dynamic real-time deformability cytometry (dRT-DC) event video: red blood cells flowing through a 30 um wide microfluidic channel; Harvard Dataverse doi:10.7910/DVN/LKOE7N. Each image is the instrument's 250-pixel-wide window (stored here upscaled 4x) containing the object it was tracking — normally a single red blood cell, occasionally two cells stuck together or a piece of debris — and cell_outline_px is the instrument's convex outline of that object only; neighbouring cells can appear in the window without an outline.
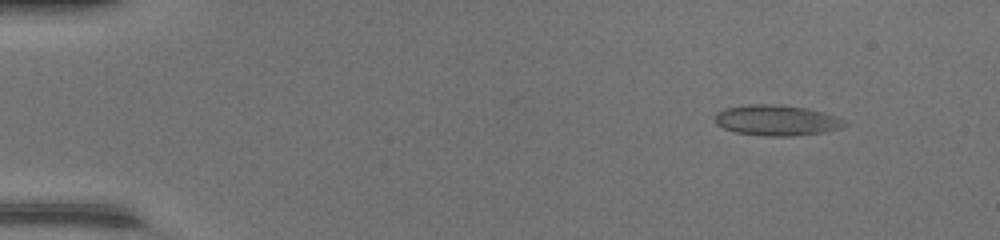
{"species": "common noctule bat (a hibernating species)", "species_latin": "Nyctalus noctula", "temperature_condition": "warm", "stored_images_in_passage": 50, "camera_frame_rate_fps": 3000, "um_per_image_px": 0.085, "animal": {"sex": "female", "body_mass_g": 17.0, "forearm_length_mm": 48.0}, "frame": {"image": 1, "passage_image": 6, "time_ms": 1.667, "image_size_px": [1000, 240], "cell_outline_px": [[848, 124], [840, 128], [824, 132], [792, 136], [764, 136], [736, 132], [724, 128], [716, 124], [712, 120], [712, 116], [716, 112], [724, 108], [748, 104], [772, 104], [804, 108], [836, 116], [844, 120]], "centroid_in_image_um": [65.94, 10.23], "position_along_channel_um": 19.1, "area_um2": 23.18}}
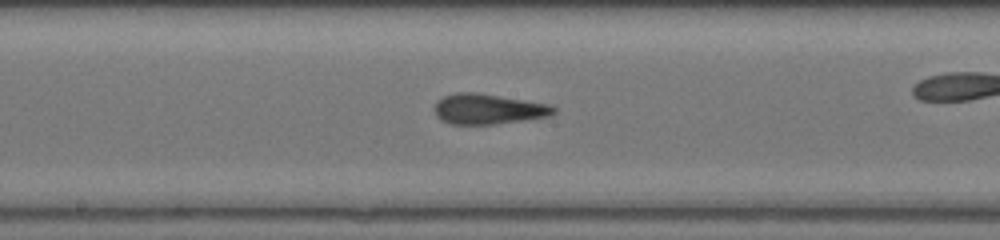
{"frame": {"image": 2, "passage_image": 27, "time_ms": 8.667, "image_size_px": [1000, 240], "cell_outline_px": [[556, 112], [548, 116], [524, 120], [496, 124], [448, 124], [440, 120], [436, 116], [432, 108], [436, 100], [444, 96], [456, 92], [476, 92], [548, 104], [556, 108]], "centroid_in_image_um": [41.41, 9.27], "position_along_channel_um": 206.8, "area_um2": 21.21}}
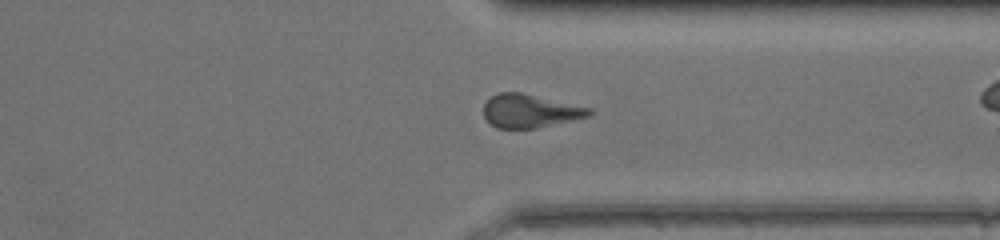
{"frame": {"image": 3, "passage_image": 38, "time_ms": 12.333, "image_size_px": [1000, 240], "cell_outline_px": [[596, 112], [592, 116], [536, 128], [496, 128], [488, 124], [484, 116], [484, 104], [492, 96], [500, 92], [520, 92], [592, 108]], "centroid_in_image_um": [45.08, 9.44], "position_along_channel_um": 366.3, "area_um2": 20.69}, "authors_computed_cell_mechanics": {"area_um2": 21.6172, "velocity_mm_per_s": 4.3639, "shape_relaxation_time_tau1_ms": null, "shape_relaxation_time_tau2_ms": 1.7248, "deformation_change_tau1": null, "deformation_change_tau2": 0.0826}}